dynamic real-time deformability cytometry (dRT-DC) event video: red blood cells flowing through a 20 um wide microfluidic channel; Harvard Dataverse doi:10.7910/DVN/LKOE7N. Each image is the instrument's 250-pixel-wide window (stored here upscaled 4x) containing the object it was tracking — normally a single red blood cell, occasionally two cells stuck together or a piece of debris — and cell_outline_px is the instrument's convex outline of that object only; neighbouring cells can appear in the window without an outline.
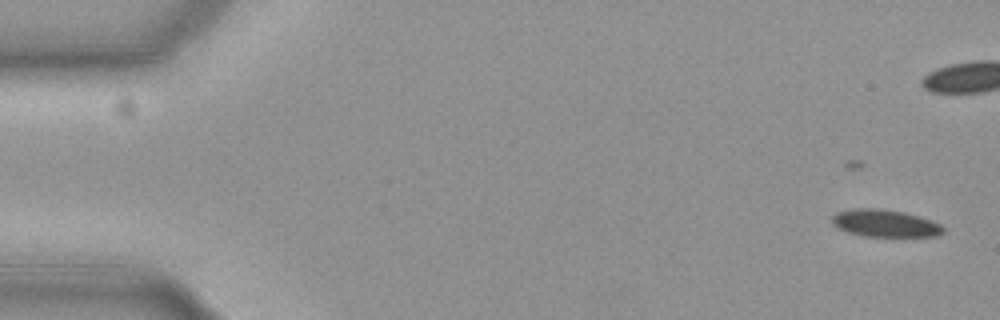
{"species": "common noctule bat (a hibernating species)", "species_latin": "Nyctalus noctula", "temperature_condition": "cold", "stored_images_in_passage": 21, "camera_frame_rate_fps": 3000, "um_per_image_px": 0.085, "animal": {"sex": "female", "body_mass_g": 19.3, "forearm_length_mm": 54.1}, "frame": {"image": 1, "passage_image": 1, "time_ms": 0.0, "image_size_px": [1000, 320], "cell_outline_px": [[944, 232], [936, 236], [864, 236], [848, 232], [836, 228], [832, 224], [832, 216], [836, 212], [852, 208], [876, 208], [904, 212], [920, 216], [932, 220], [940, 224], [944, 228]], "centroid_in_image_um": [75.2, 18.97], "position_along_channel_um": 9.8, "area_um2": 17.8}}
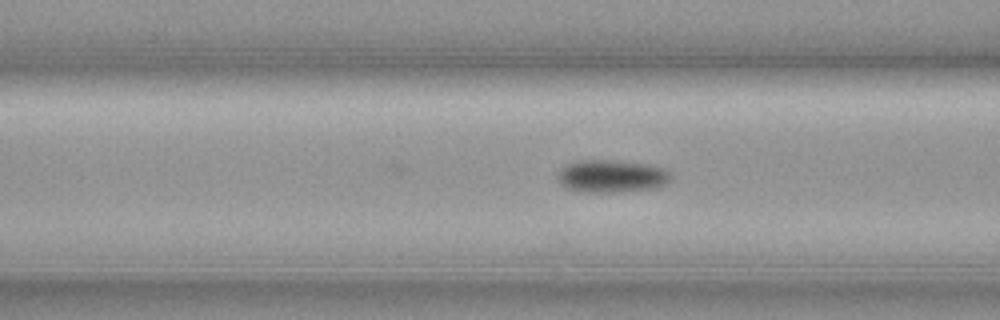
{"frame": {"image": 2, "passage_image": 21, "time_ms": 6.667, "image_size_px": [1000, 320], "cell_outline_px": [[672, 176], [660, 188], [620, 192], [584, 192], [564, 188], [560, 184], [556, 176], [568, 164], [580, 160], [604, 160], [648, 164], [664, 168]], "centroid_in_image_um": [51.99, 15.0], "position_along_channel_um": 114.6, "area_um2": 21.5}}